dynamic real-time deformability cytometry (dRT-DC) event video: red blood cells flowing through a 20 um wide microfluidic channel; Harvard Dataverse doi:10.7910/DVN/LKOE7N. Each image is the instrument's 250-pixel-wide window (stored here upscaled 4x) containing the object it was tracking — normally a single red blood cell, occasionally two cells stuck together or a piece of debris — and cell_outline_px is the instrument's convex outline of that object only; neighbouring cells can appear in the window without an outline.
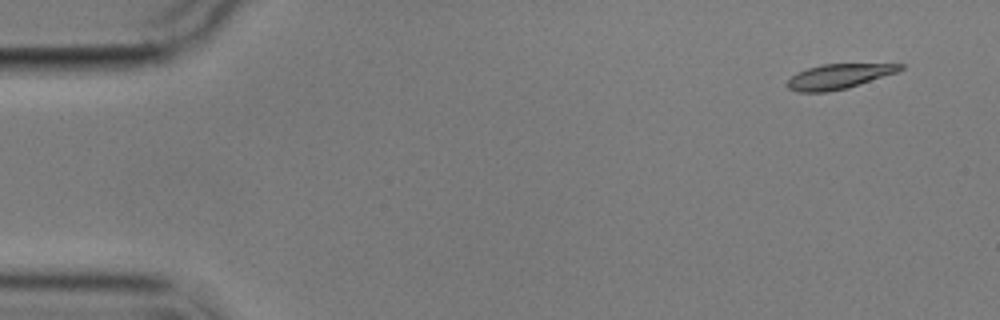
{"species": "common noctule bat (a hibernating species)", "species_latin": "Nyctalus noctula", "temperature_condition": "cold", "stored_images_in_passage": 4, "camera_frame_rate_fps": 3000, "um_per_image_px": 0.085, "animal": {"sex": "male", "body_mass_g": 17.9}, "frame": {"image": 1, "passage_image": 1, "time_ms": 0.0, "image_size_px": [1000, 320], "cell_outline_px": [[904, 68], [896, 72], [848, 88], [828, 92], [796, 92], [788, 88], [788, 80], [796, 72], [808, 68], [824, 64], [904, 64]], "centroid_in_image_um": [71.26, 6.5], "position_along_channel_um": 13.7, "area_um2": 16.18}}
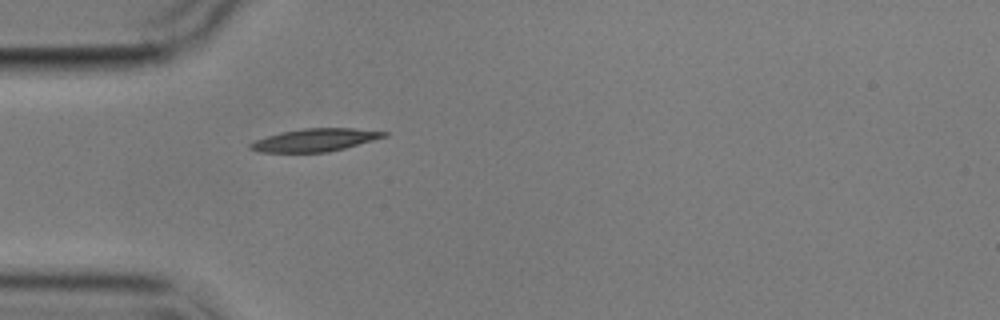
{"frame": {"image": 2, "passage_image": 4, "time_ms": 4.333, "image_size_px": [1000, 320], "cell_outline_px": [[388, 136], [344, 148], [328, 152], [260, 152], [248, 148], [248, 144], [256, 140], [280, 132], [304, 128], [352, 128], [388, 132]], "centroid_in_image_um": [26.77, 11.9], "position_along_channel_um": 58.2, "area_um2": 17.63}}